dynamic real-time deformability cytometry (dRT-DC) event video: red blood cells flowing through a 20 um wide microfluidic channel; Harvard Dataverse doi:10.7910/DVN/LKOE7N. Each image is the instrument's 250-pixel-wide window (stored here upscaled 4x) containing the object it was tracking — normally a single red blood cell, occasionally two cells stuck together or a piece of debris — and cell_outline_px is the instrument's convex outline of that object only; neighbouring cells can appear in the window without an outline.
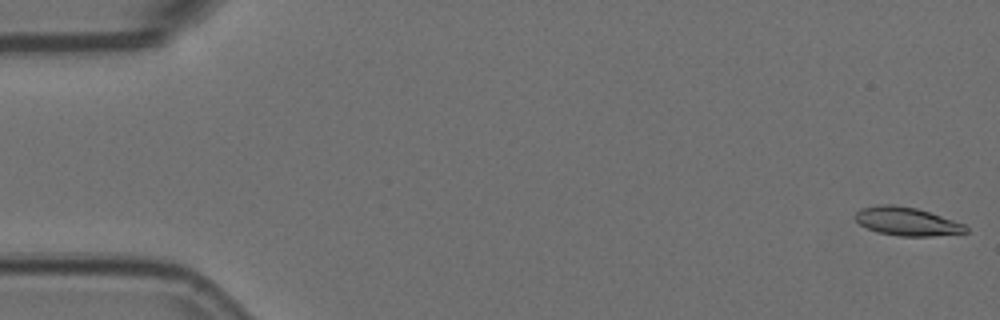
{"species": "Egyptian fruit bat (a non-hibernating species)", "species_latin": "Rousettus aegyptiacus", "temperature_condition": "room temperature", "stored_images_in_passage": 17, "camera_frame_rate_fps": 3000, "um_per_image_px": 0.085, "animal": {"sex": "female"}, "frame": {"image": 1, "passage_image": 1, "time_ms": 0.0, "image_size_px": [1000, 320], "cell_outline_px": [[968, 232], [932, 236], [900, 236], [876, 232], [860, 224], [852, 216], [860, 208], [880, 204], [892, 204], [916, 208], [964, 224], [968, 228]], "centroid_in_image_um": [77.03, 18.82], "position_along_channel_um": 8.0, "area_um2": 18.21}}
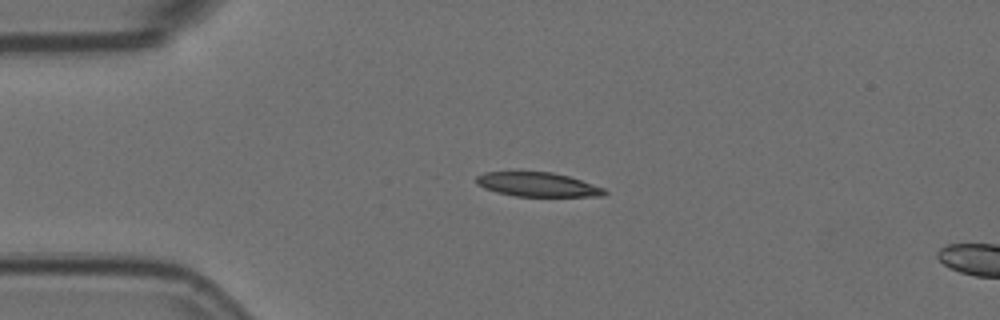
{"frame": {"image": 2, "passage_image": 13, "time_ms": 4.0, "image_size_px": [1000, 320], "cell_outline_px": [[608, 192], [604, 196], [516, 196], [496, 192], [484, 188], [476, 184], [476, 176], [484, 172], [552, 172], [568, 176], [604, 188]], "centroid_in_image_um": [45.67, 15.69], "position_along_channel_um": 39.3, "area_um2": 17.98}}